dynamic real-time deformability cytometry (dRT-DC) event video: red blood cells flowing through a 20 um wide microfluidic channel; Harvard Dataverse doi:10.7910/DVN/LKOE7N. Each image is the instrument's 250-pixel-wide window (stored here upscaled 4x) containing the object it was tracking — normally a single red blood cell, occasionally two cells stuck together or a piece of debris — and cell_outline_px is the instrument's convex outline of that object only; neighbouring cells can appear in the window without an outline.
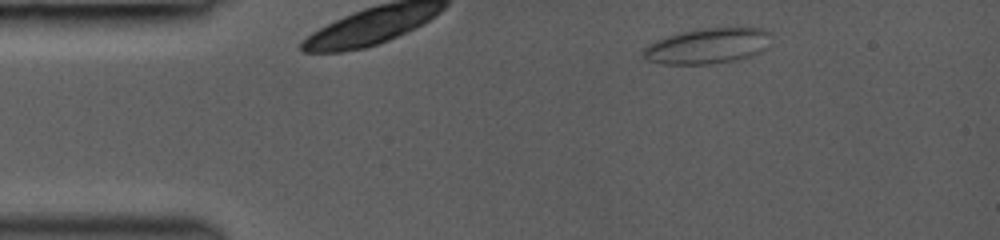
{"species": "common noctule bat (a hibernating species)", "species_latin": "Nyctalus noctula", "temperature_condition": "room temperature", "stored_images_in_passage": 6, "camera_frame_rate_fps": 3000, "um_per_image_px": 0.085, "animal": {"sex": "female", "body_mass_g": 19.0, "forearm_length_mm": 53.3}, "frame": {"image": 1, "passage_image": 1, "time_ms": 0.0, "image_size_px": [1000, 240], "cell_outline_px": [[772, 44], [768, 48], [752, 56], [732, 60], [708, 64], [664, 64], [648, 60], [640, 56], [644, 48], [648, 44], [656, 40], [680, 32], [700, 28], [764, 28], [772, 32]], "centroid_in_image_um": [60.2, 3.89], "position_along_channel_um": 24.8, "area_um2": 26.82}}
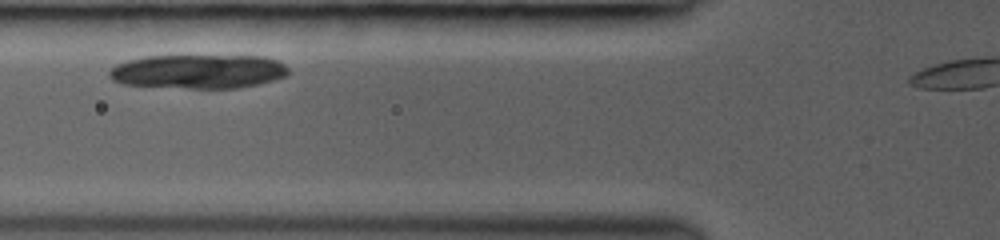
{"frame": {"image": 2, "passage_image": 3, "time_ms": 1.667, "image_size_px": [1000, 240], "cell_outline_px": [[288, 76], [256, 84], [236, 88], [188, 88], [120, 84], [112, 80], [108, 76], [108, 72], [116, 64], [128, 60], [144, 56], [264, 56], [276, 60], [284, 64], [288, 68]], "centroid_in_image_um": [16.83, 6.07], "position_along_channel_um": 109.0, "area_um2": 35.6}}